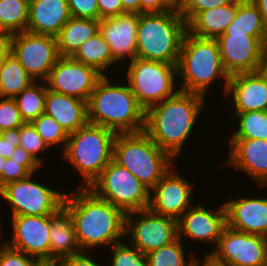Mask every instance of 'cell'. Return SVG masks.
I'll use <instances>...</instances> for the list:
<instances>
[{
  "label": "cell",
  "mask_w": 267,
  "mask_h": 266,
  "mask_svg": "<svg viewBox=\"0 0 267 266\" xmlns=\"http://www.w3.org/2000/svg\"><path fill=\"white\" fill-rule=\"evenodd\" d=\"M79 188L65 194L63 207L72 217L81 251L120 242L126 236V213L88 188Z\"/></svg>",
  "instance_id": "cell-1"
},
{
  "label": "cell",
  "mask_w": 267,
  "mask_h": 266,
  "mask_svg": "<svg viewBox=\"0 0 267 266\" xmlns=\"http://www.w3.org/2000/svg\"><path fill=\"white\" fill-rule=\"evenodd\" d=\"M204 101L201 95L179 90L145 111L144 132L175 159L182 153Z\"/></svg>",
  "instance_id": "cell-2"
},
{
  "label": "cell",
  "mask_w": 267,
  "mask_h": 266,
  "mask_svg": "<svg viewBox=\"0 0 267 266\" xmlns=\"http://www.w3.org/2000/svg\"><path fill=\"white\" fill-rule=\"evenodd\" d=\"M88 122L116 133L144 131L145 110L138 104L129 84H112L107 74L97 82L87 102Z\"/></svg>",
  "instance_id": "cell-3"
},
{
  "label": "cell",
  "mask_w": 267,
  "mask_h": 266,
  "mask_svg": "<svg viewBox=\"0 0 267 266\" xmlns=\"http://www.w3.org/2000/svg\"><path fill=\"white\" fill-rule=\"evenodd\" d=\"M177 74L183 80L178 88L180 91L203 97L213 81L217 78L224 79L226 97L229 75L224 70L216 39L200 38L186 31L181 44Z\"/></svg>",
  "instance_id": "cell-4"
},
{
  "label": "cell",
  "mask_w": 267,
  "mask_h": 266,
  "mask_svg": "<svg viewBox=\"0 0 267 266\" xmlns=\"http://www.w3.org/2000/svg\"><path fill=\"white\" fill-rule=\"evenodd\" d=\"M186 31L176 8L139 14L136 58L178 64Z\"/></svg>",
  "instance_id": "cell-5"
},
{
  "label": "cell",
  "mask_w": 267,
  "mask_h": 266,
  "mask_svg": "<svg viewBox=\"0 0 267 266\" xmlns=\"http://www.w3.org/2000/svg\"><path fill=\"white\" fill-rule=\"evenodd\" d=\"M116 135L111 129L89 122L68 134L67 145L61 156L81 174L86 183L81 188H89L113 159Z\"/></svg>",
  "instance_id": "cell-6"
},
{
  "label": "cell",
  "mask_w": 267,
  "mask_h": 266,
  "mask_svg": "<svg viewBox=\"0 0 267 266\" xmlns=\"http://www.w3.org/2000/svg\"><path fill=\"white\" fill-rule=\"evenodd\" d=\"M113 160L128 169L150 190L175 163L144 131L117 133Z\"/></svg>",
  "instance_id": "cell-7"
},
{
  "label": "cell",
  "mask_w": 267,
  "mask_h": 266,
  "mask_svg": "<svg viewBox=\"0 0 267 266\" xmlns=\"http://www.w3.org/2000/svg\"><path fill=\"white\" fill-rule=\"evenodd\" d=\"M88 189L126 214L148 209L152 194L146 185L113 159Z\"/></svg>",
  "instance_id": "cell-8"
},
{
  "label": "cell",
  "mask_w": 267,
  "mask_h": 266,
  "mask_svg": "<svg viewBox=\"0 0 267 266\" xmlns=\"http://www.w3.org/2000/svg\"><path fill=\"white\" fill-rule=\"evenodd\" d=\"M126 73L130 89L145 111L179 91L174 90L177 64L135 58Z\"/></svg>",
  "instance_id": "cell-9"
},
{
  "label": "cell",
  "mask_w": 267,
  "mask_h": 266,
  "mask_svg": "<svg viewBox=\"0 0 267 266\" xmlns=\"http://www.w3.org/2000/svg\"><path fill=\"white\" fill-rule=\"evenodd\" d=\"M33 174L0 189V196L10 205L12 216L53 215L62 206L66 193L34 182Z\"/></svg>",
  "instance_id": "cell-10"
},
{
  "label": "cell",
  "mask_w": 267,
  "mask_h": 266,
  "mask_svg": "<svg viewBox=\"0 0 267 266\" xmlns=\"http://www.w3.org/2000/svg\"><path fill=\"white\" fill-rule=\"evenodd\" d=\"M11 53L35 80L46 81L60 58L56 37L24 31L9 36Z\"/></svg>",
  "instance_id": "cell-11"
},
{
  "label": "cell",
  "mask_w": 267,
  "mask_h": 266,
  "mask_svg": "<svg viewBox=\"0 0 267 266\" xmlns=\"http://www.w3.org/2000/svg\"><path fill=\"white\" fill-rule=\"evenodd\" d=\"M206 256L225 266H267V237L226 226L216 248Z\"/></svg>",
  "instance_id": "cell-12"
},
{
  "label": "cell",
  "mask_w": 267,
  "mask_h": 266,
  "mask_svg": "<svg viewBox=\"0 0 267 266\" xmlns=\"http://www.w3.org/2000/svg\"><path fill=\"white\" fill-rule=\"evenodd\" d=\"M138 215V220L133 216ZM125 235L129 243L143 254L168 245L178 238L177 220L158 215L149 209L126 214Z\"/></svg>",
  "instance_id": "cell-13"
},
{
  "label": "cell",
  "mask_w": 267,
  "mask_h": 266,
  "mask_svg": "<svg viewBox=\"0 0 267 266\" xmlns=\"http://www.w3.org/2000/svg\"><path fill=\"white\" fill-rule=\"evenodd\" d=\"M217 42L224 70L229 76L262 70L267 36L223 33Z\"/></svg>",
  "instance_id": "cell-14"
},
{
  "label": "cell",
  "mask_w": 267,
  "mask_h": 266,
  "mask_svg": "<svg viewBox=\"0 0 267 266\" xmlns=\"http://www.w3.org/2000/svg\"><path fill=\"white\" fill-rule=\"evenodd\" d=\"M102 76L91 66L77 62L71 57H60L51 69L46 83L48 89L54 92L88 102Z\"/></svg>",
  "instance_id": "cell-15"
},
{
  "label": "cell",
  "mask_w": 267,
  "mask_h": 266,
  "mask_svg": "<svg viewBox=\"0 0 267 266\" xmlns=\"http://www.w3.org/2000/svg\"><path fill=\"white\" fill-rule=\"evenodd\" d=\"M174 166L151 189L148 209L155 214L178 220L193 204L194 185L183 178Z\"/></svg>",
  "instance_id": "cell-16"
},
{
  "label": "cell",
  "mask_w": 267,
  "mask_h": 266,
  "mask_svg": "<svg viewBox=\"0 0 267 266\" xmlns=\"http://www.w3.org/2000/svg\"><path fill=\"white\" fill-rule=\"evenodd\" d=\"M11 248L22 251L38 260H50V215L12 216Z\"/></svg>",
  "instance_id": "cell-17"
},
{
  "label": "cell",
  "mask_w": 267,
  "mask_h": 266,
  "mask_svg": "<svg viewBox=\"0 0 267 266\" xmlns=\"http://www.w3.org/2000/svg\"><path fill=\"white\" fill-rule=\"evenodd\" d=\"M192 206L177 220L178 238L183 240L182 236H186L193 241L214 242L217 246L227 226L224 204L215 211L201 204Z\"/></svg>",
  "instance_id": "cell-18"
},
{
  "label": "cell",
  "mask_w": 267,
  "mask_h": 266,
  "mask_svg": "<svg viewBox=\"0 0 267 266\" xmlns=\"http://www.w3.org/2000/svg\"><path fill=\"white\" fill-rule=\"evenodd\" d=\"M138 13H126L99 20V32L109 45L113 59L120 61L127 55L130 61L137 53Z\"/></svg>",
  "instance_id": "cell-19"
},
{
  "label": "cell",
  "mask_w": 267,
  "mask_h": 266,
  "mask_svg": "<svg viewBox=\"0 0 267 266\" xmlns=\"http://www.w3.org/2000/svg\"><path fill=\"white\" fill-rule=\"evenodd\" d=\"M235 112L267 111V75L262 71L229 76L226 96H231Z\"/></svg>",
  "instance_id": "cell-20"
},
{
  "label": "cell",
  "mask_w": 267,
  "mask_h": 266,
  "mask_svg": "<svg viewBox=\"0 0 267 266\" xmlns=\"http://www.w3.org/2000/svg\"><path fill=\"white\" fill-rule=\"evenodd\" d=\"M226 162L247 173L260 186H267V140L230 139Z\"/></svg>",
  "instance_id": "cell-21"
},
{
  "label": "cell",
  "mask_w": 267,
  "mask_h": 266,
  "mask_svg": "<svg viewBox=\"0 0 267 266\" xmlns=\"http://www.w3.org/2000/svg\"><path fill=\"white\" fill-rule=\"evenodd\" d=\"M227 226L267 237V198L232 199L224 203Z\"/></svg>",
  "instance_id": "cell-22"
},
{
  "label": "cell",
  "mask_w": 267,
  "mask_h": 266,
  "mask_svg": "<svg viewBox=\"0 0 267 266\" xmlns=\"http://www.w3.org/2000/svg\"><path fill=\"white\" fill-rule=\"evenodd\" d=\"M44 113L54 118L67 134L88 123L87 101L54 92L47 87Z\"/></svg>",
  "instance_id": "cell-23"
},
{
  "label": "cell",
  "mask_w": 267,
  "mask_h": 266,
  "mask_svg": "<svg viewBox=\"0 0 267 266\" xmlns=\"http://www.w3.org/2000/svg\"><path fill=\"white\" fill-rule=\"evenodd\" d=\"M70 17L67 0L31 1L27 31L56 37Z\"/></svg>",
  "instance_id": "cell-24"
},
{
  "label": "cell",
  "mask_w": 267,
  "mask_h": 266,
  "mask_svg": "<svg viewBox=\"0 0 267 266\" xmlns=\"http://www.w3.org/2000/svg\"><path fill=\"white\" fill-rule=\"evenodd\" d=\"M50 260H61L81 253L72 217L62 206L50 215Z\"/></svg>",
  "instance_id": "cell-25"
},
{
  "label": "cell",
  "mask_w": 267,
  "mask_h": 266,
  "mask_svg": "<svg viewBox=\"0 0 267 266\" xmlns=\"http://www.w3.org/2000/svg\"><path fill=\"white\" fill-rule=\"evenodd\" d=\"M238 0L229 5L198 13L188 24L187 31L197 37L218 39L235 19Z\"/></svg>",
  "instance_id": "cell-26"
},
{
  "label": "cell",
  "mask_w": 267,
  "mask_h": 266,
  "mask_svg": "<svg viewBox=\"0 0 267 266\" xmlns=\"http://www.w3.org/2000/svg\"><path fill=\"white\" fill-rule=\"evenodd\" d=\"M99 32V20L70 17L56 36L60 57H72L78 48Z\"/></svg>",
  "instance_id": "cell-27"
},
{
  "label": "cell",
  "mask_w": 267,
  "mask_h": 266,
  "mask_svg": "<svg viewBox=\"0 0 267 266\" xmlns=\"http://www.w3.org/2000/svg\"><path fill=\"white\" fill-rule=\"evenodd\" d=\"M71 58L95 68L103 76L111 64H116L109 45L100 32L85 41Z\"/></svg>",
  "instance_id": "cell-28"
},
{
  "label": "cell",
  "mask_w": 267,
  "mask_h": 266,
  "mask_svg": "<svg viewBox=\"0 0 267 266\" xmlns=\"http://www.w3.org/2000/svg\"><path fill=\"white\" fill-rule=\"evenodd\" d=\"M35 80L10 53L0 69V97L15 98Z\"/></svg>",
  "instance_id": "cell-29"
},
{
  "label": "cell",
  "mask_w": 267,
  "mask_h": 266,
  "mask_svg": "<svg viewBox=\"0 0 267 266\" xmlns=\"http://www.w3.org/2000/svg\"><path fill=\"white\" fill-rule=\"evenodd\" d=\"M224 33L267 36V27L257 6L251 0H238L236 17Z\"/></svg>",
  "instance_id": "cell-30"
},
{
  "label": "cell",
  "mask_w": 267,
  "mask_h": 266,
  "mask_svg": "<svg viewBox=\"0 0 267 266\" xmlns=\"http://www.w3.org/2000/svg\"><path fill=\"white\" fill-rule=\"evenodd\" d=\"M29 0H0V35L27 30Z\"/></svg>",
  "instance_id": "cell-31"
},
{
  "label": "cell",
  "mask_w": 267,
  "mask_h": 266,
  "mask_svg": "<svg viewBox=\"0 0 267 266\" xmlns=\"http://www.w3.org/2000/svg\"><path fill=\"white\" fill-rule=\"evenodd\" d=\"M42 82V85L37 84L38 81L33 82L14 98L17 102L20 116L25 123H31L44 113L47 84L44 85L46 81Z\"/></svg>",
  "instance_id": "cell-32"
},
{
  "label": "cell",
  "mask_w": 267,
  "mask_h": 266,
  "mask_svg": "<svg viewBox=\"0 0 267 266\" xmlns=\"http://www.w3.org/2000/svg\"><path fill=\"white\" fill-rule=\"evenodd\" d=\"M239 120L231 139L267 140V111L234 112Z\"/></svg>",
  "instance_id": "cell-33"
},
{
  "label": "cell",
  "mask_w": 267,
  "mask_h": 266,
  "mask_svg": "<svg viewBox=\"0 0 267 266\" xmlns=\"http://www.w3.org/2000/svg\"><path fill=\"white\" fill-rule=\"evenodd\" d=\"M183 241L177 238L172 243L146 254L148 266H194L196 258L191 254L186 261Z\"/></svg>",
  "instance_id": "cell-34"
},
{
  "label": "cell",
  "mask_w": 267,
  "mask_h": 266,
  "mask_svg": "<svg viewBox=\"0 0 267 266\" xmlns=\"http://www.w3.org/2000/svg\"><path fill=\"white\" fill-rule=\"evenodd\" d=\"M31 124L42 137L48 148L62 143L63 150L61 153L64 152L68 134L54 118L43 113L33 120Z\"/></svg>",
  "instance_id": "cell-35"
},
{
  "label": "cell",
  "mask_w": 267,
  "mask_h": 266,
  "mask_svg": "<svg viewBox=\"0 0 267 266\" xmlns=\"http://www.w3.org/2000/svg\"><path fill=\"white\" fill-rule=\"evenodd\" d=\"M41 166L38 161H17L8 158L0 175V189L10 182L29 177Z\"/></svg>",
  "instance_id": "cell-36"
},
{
  "label": "cell",
  "mask_w": 267,
  "mask_h": 266,
  "mask_svg": "<svg viewBox=\"0 0 267 266\" xmlns=\"http://www.w3.org/2000/svg\"><path fill=\"white\" fill-rule=\"evenodd\" d=\"M111 266H148L146 255L123 241L112 245Z\"/></svg>",
  "instance_id": "cell-37"
},
{
  "label": "cell",
  "mask_w": 267,
  "mask_h": 266,
  "mask_svg": "<svg viewBox=\"0 0 267 266\" xmlns=\"http://www.w3.org/2000/svg\"><path fill=\"white\" fill-rule=\"evenodd\" d=\"M20 146L30 153L36 161L42 165L41 157L37 156L45 152L48 146L44 143L42 137L38 134L31 123H24L20 127Z\"/></svg>",
  "instance_id": "cell-38"
},
{
  "label": "cell",
  "mask_w": 267,
  "mask_h": 266,
  "mask_svg": "<svg viewBox=\"0 0 267 266\" xmlns=\"http://www.w3.org/2000/svg\"><path fill=\"white\" fill-rule=\"evenodd\" d=\"M236 0H184L178 8L182 19L188 24L198 13L212 8L229 5Z\"/></svg>",
  "instance_id": "cell-39"
},
{
  "label": "cell",
  "mask_w": 267,
  "mask_h": 266,
  "mask_svg": "<svg viewBox=\"0 0 267 266\" xmlns=\"http://www.w3.org/2000/svg\"><path fill=\"white\" fill-rule=\"evenodd\" d=\"M0 99V131L21 127L25 122L20 116L16 100L8 97Z\"/></svg>",
  "instance_id": "cell-40"
},
{
  "label": "cell",
  "mask_w": 267,
  "mask_h": 266,
  "mask_svg": "<svg viewBox=\"0 0 267 266\" xmlns=\"http://www.w3.org/2000/svg\"><path fill=\"white\" fill-rule=\"evenodd\" d=\"M0 244V266H36L38 259L22 251L11 248L6 243Z\"/></svg>",
  "instance_id": "cell-41"
},
{
  "label": "cell",
  "mask_w": 267,
  "mask_h": 266,
  "mask_svg": "<svg viewBox=\"0 0 267 266\" xmlns=\"http://www.w3.org/2000/svg\"><path fill=\"white\" fill-rule=\"evenodd\" d=\"M67 2L72 17L98 20L97 0H67Z\"/></svg>",
  "instance_id": "cell-42"
},
{
  "label": "cell",
  "mask_w": 267,
  "mask_h": 266,
  "mask_svg": "<svg viewBox=\"0 0 267 266\" xmlns=\"http://www.w3.org/2000/svg\"><path fill=\"white\" fill-rule=\"evenodd\" d=\"M20 146V127L2 131L0 156L8 159L16 147Z\"/></svg>",
  "instance_id": "cell-43"
},
{
  "label": "cell",
  "mask_w": 267,
  "mask_h": 266,
  "mask_svg": "<svg viewBox=\"0 0 267 266\" xmlns=\"http://www.w3.org/2000/svg\"><path fill=\"white\" fill-rule=\"evenodd\" d=\"M98 20L105 17H113L127 12L123 9L121 0H97Z\"/></svg>",
  "instance_id": "cell-44"
},
{
  "label": "cell",
  "mask_w": 267,
  "mask_h": 266,
  "mask_svg": "<svg viewBox=\"0 0 267 266\" xmlns=\"http://www.w3.org/2000/svg\"><path fill=\"white\" fill-rule=\"evenodd\" d=\"M173 7L166 0H140V14L163 12Z\"/></svg>",
  "instance_id": "cell-45"
},
{
  "label": "cell",
  "mask_w": 267,
  "mask_h": 266,
  "mask_svg": "<svg viewBox=\"0 0 267 266\" xmlns=\"http://www.w3.org/2000/svg\"><path fill=\"white\" fill-rule=\"evenodd\" d=\"M61 264L62 266H100L92 257L85 255V252L63 258Z\"/></svg>",
  "instance_id": "cell-46"
},
{
  "label": "cell",
  "mask_w": 267,
  "mask_h": 266,
  "mask_svg": "<svg viewBox=\"0 0 267 266\" xmlns=\"http://www.w3.org/2000/svg\"><path fill=\"white\" fill-rule=\"evenodd\" d=\"M11 53V45L8 35H0V69L2 68L5 59Z\"/></svg>",
  "instance_id": "cell-47"
},
{
  "label": "cell",
  "mask_w": 267,
  "mask_h": 266,
  "mask_svg": "<svg viewBox=\"0 0 267 266\" xmlns=\"http://www.w3.org/2000/svg\"><path fill=\"white\" fill-rule=\"evenodd\" d=\"M10 158L17 161H36L34 157L21 146L15 148Z\"/></svg>",
  "instance_id": "cell-48"
},
{
  "label": "cell",
  "mask_w": 267,
  "mask_h": 266,
  "mask_svg": "<svg viewBox=\"0 0 267 266\" xmlns=\"http://www.w3.org/2000/svg\"><path fill=\"white\" fill-rule=\"evenodd\" d=\"M121 3L127 13L140 14V0H121Z\"/></svg>",
  "instance_id": "cell-49"
},
{
  "label": "cell",
  "mask_w": 267,
  "mask_h": 266,
  "mask_svg": "<svg viewBox=\"0 0 267 266\" xmlns=\"http://www.w3.org/2000/svg\"><path fill=\"white\" fill-rule=\"evenodd\" d=\"M262 15L263 21L267 27V0H251Z\"/></svg>",
  "instance_id": "cell-50"
},
{
  "label": "cell",
  "mask_w": 267,
  "mask_h": 266,
  "mask_svg": "<svg viewBox=\"0 0 267 266\" xmlns=\"http://www.w3.org/2000/svg\"><path fill=\"white\" fill-rule=\"evenodd\" d=\"M199 258H197L195 260V263H194V266H225V265H221V264H218L216 262H214L209 256H206L204 257V260L202 262H200V260H198ZM202 263V264H201Z\"/></svg>",
  "instance_id": "cell-51"
},
{
  "label": "cell",
  "mask_w": 267,
  "mask_h": 266,
  "mask_svg": "<svg viewBox=\"0 0 267 266\" xmlns=\"http://www.w3.org/2000/svg\"><path fill=\"white\" fill-rule=\"evenodd\" d=\"M36 266H62L61 260H39Z\"/></svg>",
  "instance_id": "cell-52"
},
{
  "label": "cell",
  "mask_w": 267,
  "mask_h": 266,
  "mask_svg": "<svg viewBox=\"0 0 267 266\" xmlns=\"http://www.w3.org/2000/svg\"><path fill=\"white\" fill-rule=\"evenodd\" d=\"M173 8L178 9L184 0H166Z\"/></svg>",
  "instance_id": "cell-53"
},
{
  "label": "cell",
  "mask_w": 267,
  "mask_h": 266,
  "mask_svg": "<svg viewBox=\"0 0 267 266\" xmlns=\"http://www.w3.org/2000/svg\"><path fill=\"white\" fill-rule=\"evenodd\" d=\"M262 71L267 75V47L265 49V53H264V57H263Z\"/></svg>",
  "instance_id": "cell-54"
},
{
  "label": "cell",
  "mask_w": 267,
  "mask_h": 266,
  "mask_svg": "<svg viewBox=\"0 0 267 266\" xmlns=\"http://www.w3.org/2000/svg\"><path fill=\"white\" fill-rule=\"evenodd\" d=\"M6 160V158L0 156V175L2 174V169L4 168Z\"/></svg>",
  "instance_id": "cell-55"
},
{
  "label": "cell",
  "mask_w": 267,
  "mask_h": 266,
  "mask_svg": "<svg viewBox=\"0 0 267 266\" xmlns=\"http://www.w3.org/2000/svg\"><path fill=\"white\" fill-rule=\"evenodd\" d=\"M2 234H3V232H2V229H1V227H0V238L2 237ZM0 241H1V239H0ZM1 244V243H0Z\"/></svg>",
  "instance_id": "cell-56"
}]
</instances>
